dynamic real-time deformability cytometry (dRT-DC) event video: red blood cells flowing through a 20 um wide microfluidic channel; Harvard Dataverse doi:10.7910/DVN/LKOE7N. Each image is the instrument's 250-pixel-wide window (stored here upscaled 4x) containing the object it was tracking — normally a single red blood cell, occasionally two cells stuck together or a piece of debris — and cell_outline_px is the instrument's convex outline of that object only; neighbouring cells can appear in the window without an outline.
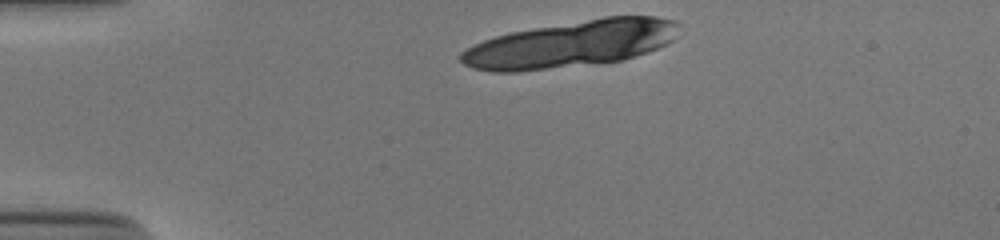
{"species": "human", "species_latin": "Homo sapiens", "temperature_condition": "cold", "stored_images_in_passage": 9, "camera_frame_rate_fps": 3000, "um_per_image_px": 0.085, "donor": {"sex": "male"}, "frame": {"image": 1, "passage_image": 1, "time_ms": 0.0, "image_size_px": [1000, 240], "cell_outline_px": [[680, 36], [668, 44], [648, 52], [624, 60], [516, 72], [492, 72], [472, 68], [464, 64], [460, 60], [460, 52], [484, 40], [496, 36], [512, 32], [604, 16], [656, 16], [676, 20], [680, 24]], "centroid_in_image_um": [48.64, 3.73], "position_along_channel_um": 36.4, "area_um2": 59.42}}